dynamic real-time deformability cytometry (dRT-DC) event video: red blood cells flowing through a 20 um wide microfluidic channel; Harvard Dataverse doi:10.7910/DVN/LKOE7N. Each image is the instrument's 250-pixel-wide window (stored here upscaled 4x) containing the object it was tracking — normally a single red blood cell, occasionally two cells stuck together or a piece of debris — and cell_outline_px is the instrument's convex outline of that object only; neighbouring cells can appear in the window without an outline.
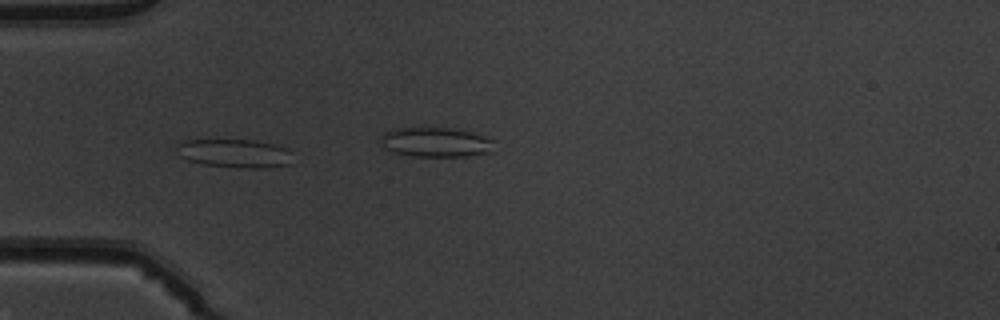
{"species": "common noctule bat (a hibernating species)", "species_latin": "Nyctalus noctula", "temperature_condition": "warm", "stored_images_in_passage": 37, "camera_frame_rate_fps": 3000, "um_per_image_px": 0.085, "animal": {"sex": "male", "body_mass_g": 19.5, "forearm_length_mm": 54.6}, "frame": {"image": 1, "passage_image": 2, "time_ms": 0.333, "image_size_px": [1000, 320], "cell_outline_px": [[292, 164], [264, 168], [236, 168], [204, 164], [188, 160], [180, 156], [176, 148], [176, 144], [184, 140], [256, 140], [276, 144], [288, 148], [292, 152]], "centroid_in_image_um": [20.0, 13.03], "position_along_channel_um": 65.0, "area_um2": 19.65}}
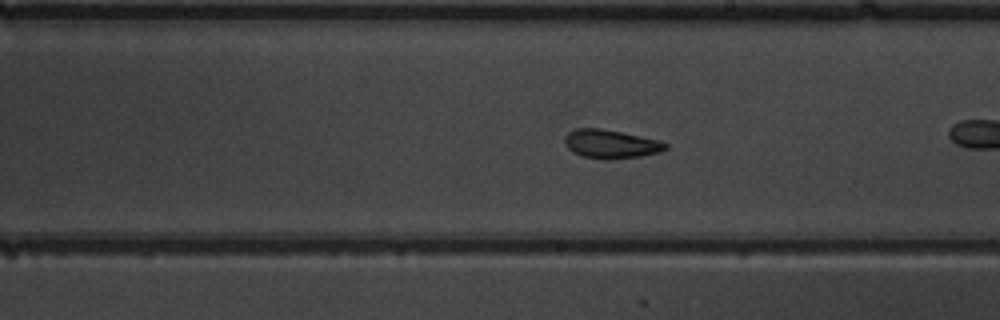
{"frame": {"image": 2, "passage_image": 15, "time_ms": 4.667, "image_size_px": [1000, 320], "cell_outline_px": [[668, 148], [660, 152], [640, 156], [608, 160], [604, 160], [580, 156], [572, 152], [564, 144], [564, 136], [568, 132], [576, 128], [600, 128], [660, 140], [668, 144]], "centroid_in_image_um": [51.89, 12.25], "position_along_channel_um": 237.1, "area_um2": 17.05}}
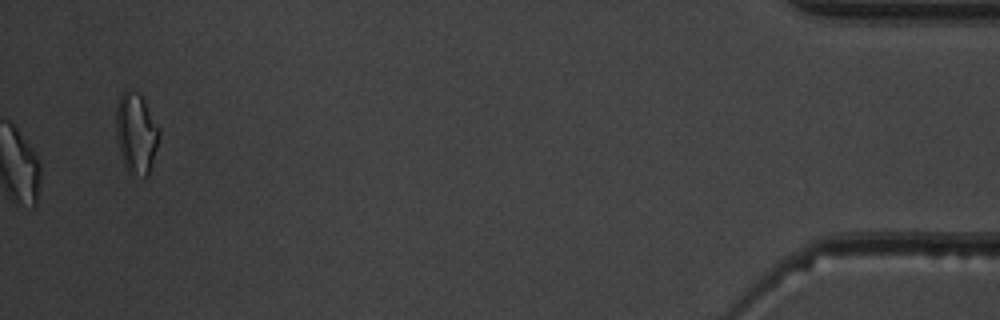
{"frame": {"image": 3, "passage_image": 37, "time_ms": 12.0, "image_size_px": [1000, 320], "cell_outline_px": [[160, 136], [148, 176], [144, 176], [128, 172], [124, 164], [116, 140], [116, 108], [120, 96], [128, 88], [136, 92], [144, 100], [160, 128]], "centroid_in_image_um": [11.58, 11.31], "position_along_channel_um": 423.6, "area_um2": 20.17}, "authors_computed_cell_mechanics": {"area_um2": 17.2822, "velocity_mm_per_s": 4.0113, "shape_relaxation_time_tau1_ms": null, "shape_relaxation_time_tau2_ms": 2.2, "deformation_change_tau1": null, "deformation_change_tau2": 0.0942}}